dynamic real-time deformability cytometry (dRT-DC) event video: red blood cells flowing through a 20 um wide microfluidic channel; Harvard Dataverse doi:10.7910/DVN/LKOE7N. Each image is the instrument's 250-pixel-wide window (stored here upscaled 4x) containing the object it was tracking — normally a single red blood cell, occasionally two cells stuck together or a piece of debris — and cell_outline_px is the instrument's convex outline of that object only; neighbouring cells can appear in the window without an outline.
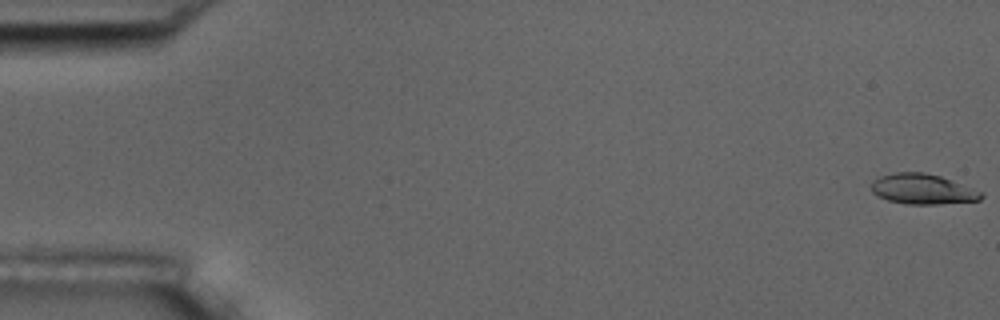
{"species": "common noctule bat (a hibernating species)", "species_latin": "Nyctalus noctula", "temperature_condition": "room temperature", "stored_images_in_passage": 6, "camera_frame_rate_fps": 3000, "um_per_image_px": 0.085, "animal": {"sex": "male", "body_mass_g": 17.5, "forearm_length_mm": 52.3}, "frame": {"image": 1, "passage_image": 1, "time_ms": 0.0, "image_size_px": [1000, 320], "cell_outline_px": [[984, 196], [980, 200], [936, 204], [904, 204], [888, 200], [876, 196], [872, 192], [872, 180], [880, 176], [896, 172], [924, 172], [940, 176], [984, 192]], "centroid_in_image_um": [78.41, 16.07], "position_along_channel_um": 6.6, "area_um2": 19.42}}
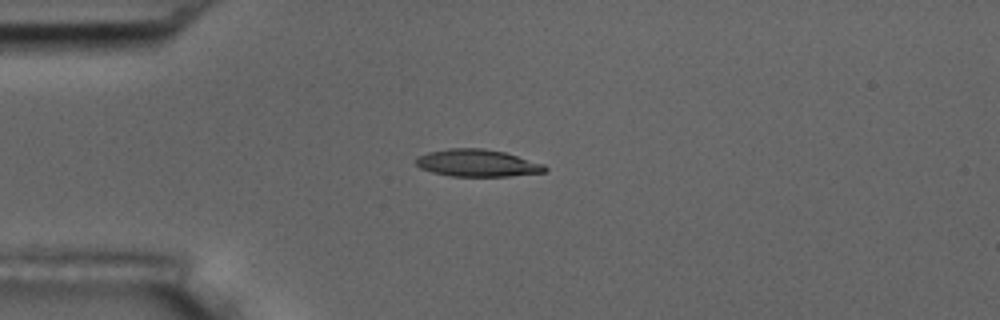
{"frame": {"image": 2, "passage_image": 4, "time_ms": 4.667, "image_size_px": [1000, 320], "cell_outline_px": [[548, 168], [544, 172], [508, 176], [448, 176], [432, 172], [420, 168], [416, 164], [416, 156], [428, 152], [448, 148], [484, 148], [504, 152], [544, 164]], "centroid_in_image_um": [40.54, 13.85], "position_along_channel_um": 44.5, "area_um2": 20.46}}